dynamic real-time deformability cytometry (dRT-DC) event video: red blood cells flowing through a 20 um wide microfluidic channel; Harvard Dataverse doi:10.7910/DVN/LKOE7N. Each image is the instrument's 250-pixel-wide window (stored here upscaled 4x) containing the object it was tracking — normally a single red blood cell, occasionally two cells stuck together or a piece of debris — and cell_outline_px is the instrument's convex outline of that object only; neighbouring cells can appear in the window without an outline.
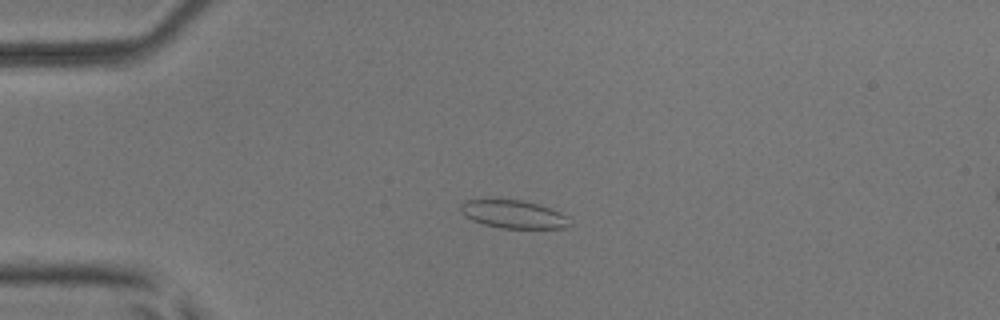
{"species": "common noctule bat (a hibernating species)", "species_latin": "Nyctalus noctula", "temperature_condition": "room temperature", "stored_images_in_passage": 6, "camera_frame_rate_fps": 3000, "um_per_image_px": 0.085, "animal": {"sex": "male", "body_mass_g": 17.9, "forearm_length_mm": 54.2}, "frame": {"image": 1, "passage_image": 4, "time_ms": 1.0, "image_size_px": [1000, 320], "cell_outline_px": [[572, 224], [564, 228], [500, 228], [484, 224], [472, 220], [460, 212], [460, 208], [468, 200], [520, 200], [536, 204], [560, 212], [568, 216]], "centroid_in_image_um": [43.69, 18.23], "position_along_channel_um": 41.3, "area_um2": 17.51}}